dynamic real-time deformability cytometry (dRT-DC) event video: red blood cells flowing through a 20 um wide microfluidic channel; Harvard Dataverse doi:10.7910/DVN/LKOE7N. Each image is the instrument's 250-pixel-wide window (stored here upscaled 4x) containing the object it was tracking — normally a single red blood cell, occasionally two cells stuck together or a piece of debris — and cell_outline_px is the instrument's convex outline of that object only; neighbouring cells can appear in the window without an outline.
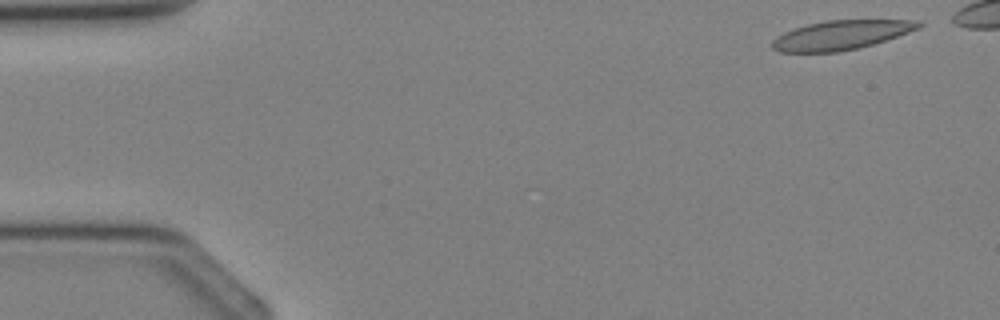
{"species": "Egyptian fruit bat (a non-hibernating species)", "species_latin": "Rousettus aegyptiacus", "temperature_condition": "cold", "stored_images_in_passage": 4, "camera_frame_rate_fps": 3000, "um_per_image_px": 0.085, "animal": {"sex": "female"}, "frame": {"image": 1, "passage_image": 1, "time_ms": 0.0, "image_size_px": [1000, 320], "cell_outline_px": [[924, 24], [920, 28], [872, 44], [856, 48], [836, 52], [780, 52], [772, 48], [772, 40], [776, 36], [784, 32], [808, 24], [828, 20], [920, 20]], "centroid_in_image_um": [71.48, 2.97], "position_along_channel_um": 13.5, "area_um2": 24.68}}